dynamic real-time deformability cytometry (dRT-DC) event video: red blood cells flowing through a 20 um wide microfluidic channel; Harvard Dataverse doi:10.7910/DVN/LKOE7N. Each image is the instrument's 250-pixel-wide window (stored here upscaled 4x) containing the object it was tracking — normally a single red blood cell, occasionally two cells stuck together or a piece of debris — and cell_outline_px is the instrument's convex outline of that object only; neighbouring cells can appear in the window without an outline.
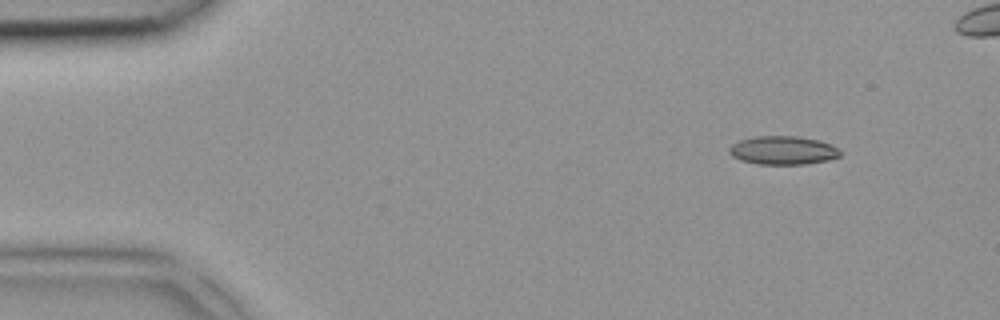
{"species": "common noctule bat (a hibernating species)", "species_latin": "Nyctalus noctula", "temperature_condition": "room temperature", "stored_images_in_passage": 6, "camera_frame_rate_fps": 3000, "um_per_image_px": 0.085, "animal": {"sex": "female", "body_mass_g": 18.4}, "frame": {"image": 1, "passage_image": 1, "time_ms": 0.0, "image_size_px": [1000, 320], "cell_outline_px": [[840, 156], [828, 160], [804, 164], [756, 164], [740, 160], [732, 156], [728, 152], [728, 148], [732, 144], [740, 140], [756, 136], [796, 136], [820, 140], [832, 144], [840, 148]], "centroid_in_image_um": [66.56, 12.77], "position_along_channel_um": 18.4, "area_um2": 18.61}}